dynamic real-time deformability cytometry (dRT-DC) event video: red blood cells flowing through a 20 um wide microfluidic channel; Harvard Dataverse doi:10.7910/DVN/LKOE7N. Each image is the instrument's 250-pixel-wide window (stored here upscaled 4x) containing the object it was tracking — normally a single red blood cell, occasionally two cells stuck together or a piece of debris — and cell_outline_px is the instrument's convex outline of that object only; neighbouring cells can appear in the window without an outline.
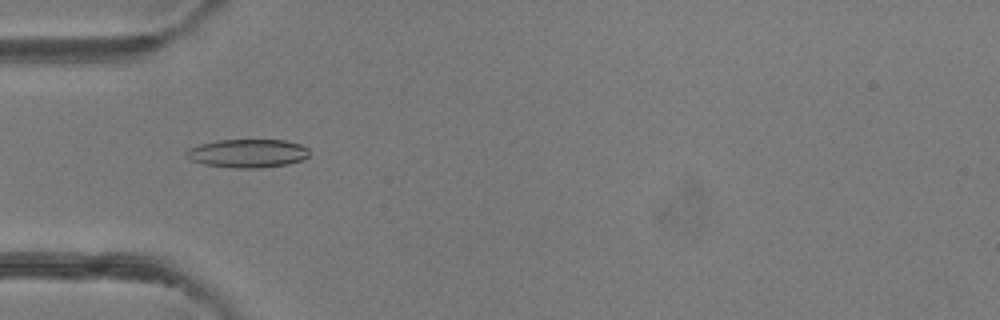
{"species": "common noctule bat (a hibernating species)", "species_latin": "Nyctalus noctula", "temperature_condition": "room temperature", "stored_images_in_passage": 41, "camera_frame_rate_fps": 3000, "um_per_image_px": 0.085, "animal": {"sex": "female"}, "frame": {"image": 1, "passage_image": 8, "time_ms": 2.333, "image_size_px": [1000, 320], "cell_outline_px": [[308, 156], [300, 160], [288, 164], [260, 168], [236, 168], [204, 164], [192, 160], [184, 156], [184, 152], [188, 148], [200, 144], [216, 140], [284, 140], [300, 144], [308, 148]], "centroid_in_image_um": [21.01, 13.03], "position_along_channel_um": 64.0, "area_um2": 20.4}}
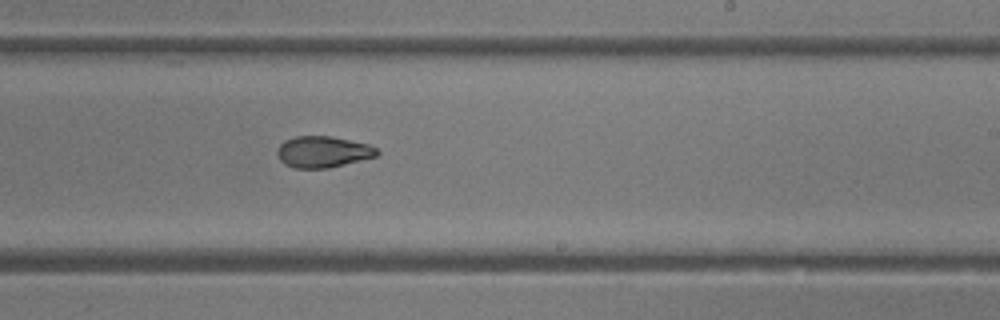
{"frame": {"image": 2, "passage_image": 22, "time_ms": 7.0, "image_size_px": [1000, 320], "cell_outline_px": [[380, 152], [376, 156], [328, 168], [292, 168], [284, 164], [280, 160], [276, 152], [280, 144], [284, 140], [296, 136], [332, 136], [368, 144], [376, 148]], "centroid_in_image_um": [27.42, 12.9], "position_along_channel_um": 261.6, "area_um2": 18.21}}
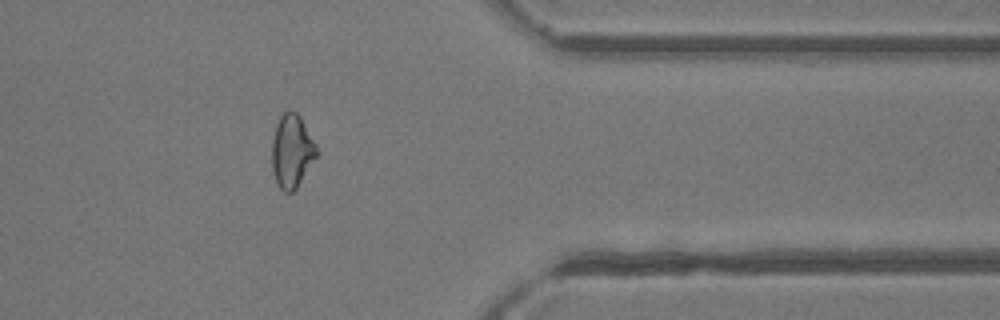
{"frame": {"image": 3, "passage_image": 32, "time_ms": 10.333, "image_size_px": [1000, 320], "cell_outline_px": [[320, 152], [296, 188], [292, 192], [284, 192], [276, 184], [272, 172], [272, 140], [276, 124], [280, 116], [288, 108], [296, 112], [300, 116], [316, 144]], "centroid_in_image_um": [24.81, 12.84], "position_along_channel_um": 386.6, "area_um2": 19.36}, "authors_computed_cell_mechanics": {"area_um2": 19.074, "velocity_mm_per_s": 4.2544, "shape_relaxation_time_tau1_ms": 4.5615, "shape_relaxation_time_tau2_ms": 3.2405, "deformation_change_tau1": 0.1446, "deformation_change_tau2": 0.0897}}